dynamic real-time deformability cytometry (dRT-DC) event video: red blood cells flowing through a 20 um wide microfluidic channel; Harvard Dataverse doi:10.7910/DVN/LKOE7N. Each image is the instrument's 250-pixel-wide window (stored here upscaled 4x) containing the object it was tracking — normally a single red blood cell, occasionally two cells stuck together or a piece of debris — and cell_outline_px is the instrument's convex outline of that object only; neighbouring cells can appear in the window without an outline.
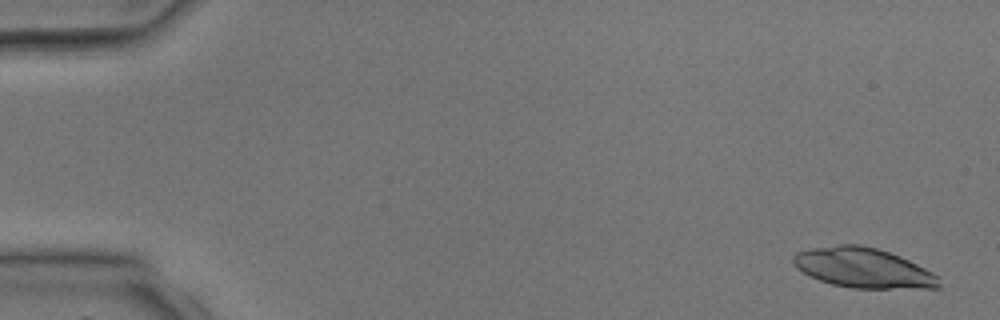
{"species": "common noctule bat (a hibernating species)", "species_latin": "Nyctalus noctula", "temperature_condition": "room temperature", "stored_images_in_passage": 4, "camera_frame_rate_fps": 3000, "um_per_image_px": 0.085, "animal": {"sex": "male", "body_mass_g": 17.9, "forearm_length_mm": 54.2}, "frame": {"image": 1, "passage_image": 1, "time_ms": 0.0, "image_size_px": [1000, 320], "cell_outline_px": [[940, 288], [852, 288], [832, 284], [820, 280], [796, 268], [792, 260], [792, 256], [796, 252], [808, 248], [840, 244], [860, 244], [876, 248], [900, 256], [940, 276]], "centroid_in_image_um": [73.37, 22.76], "position_along_channel_um": 11.6, "area_um2": 33.87}}